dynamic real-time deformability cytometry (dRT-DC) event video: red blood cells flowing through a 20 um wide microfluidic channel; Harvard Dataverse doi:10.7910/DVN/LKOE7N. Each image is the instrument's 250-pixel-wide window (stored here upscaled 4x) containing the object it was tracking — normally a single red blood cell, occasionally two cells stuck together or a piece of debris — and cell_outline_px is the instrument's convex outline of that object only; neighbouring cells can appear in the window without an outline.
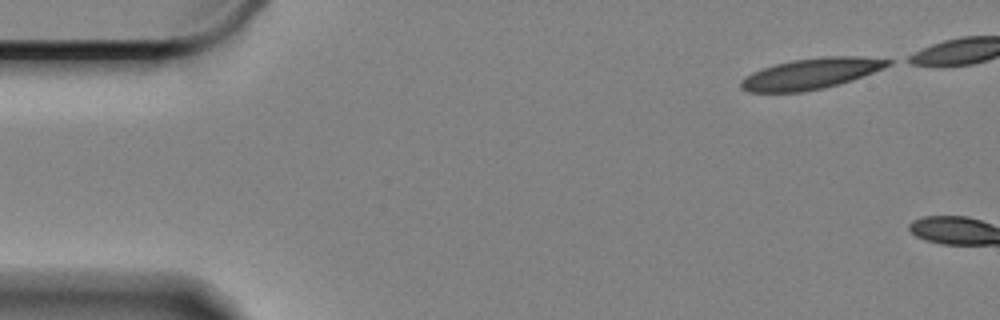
{"species": "Egyptian fruit bat (a non-hibernating species)", "species_latin": "Rousettus aegyptiacus", "temperature_condition": "cold", "stored_images_in_passage": 4, "camera_frame_rate_fps": 3000, "um_per_image_px": 0.085, "animal": {"sex": "female"}, "frame": {"image": 1, "passage_image": 1, "time_ms": 0.0, "image_size_px": [1000, 320], "cell_outline_px": [[892, 64], [872, 72], [824, 88], [804, 92], [748, 92], [740, 88], [740, 80], [744, 76], [752, 72], [776, 64], [792, 60], [824, 56], [856, 56], [892, 60]], "centroid_in_image_um": [68.86, 6.26], "position_along_channel_um": 16.1, "area_um2": 26.07}}